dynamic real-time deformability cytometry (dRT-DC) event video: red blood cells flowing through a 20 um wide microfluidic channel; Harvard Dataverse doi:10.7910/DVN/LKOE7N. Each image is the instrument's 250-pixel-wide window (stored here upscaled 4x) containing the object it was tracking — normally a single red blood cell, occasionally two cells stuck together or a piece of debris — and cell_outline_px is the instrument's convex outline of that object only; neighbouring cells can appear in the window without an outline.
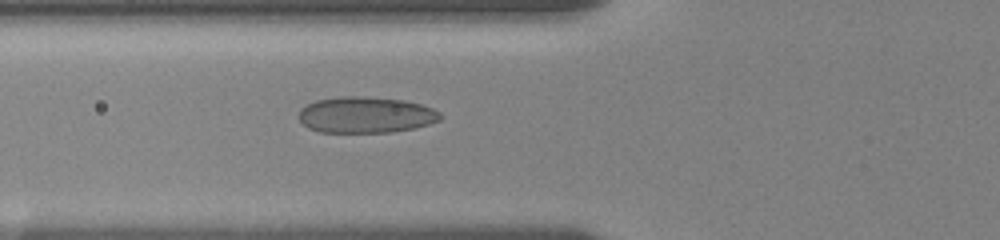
{"species": "human", "species_latin": "Homo sapiens", "temperature_condition": "room temperature", "stored_images_in_passage": 62, "camera_frame_rate_fps": 3000, "um_per_image_px": 0.085, "donor": {"sex": "female"}, "frame": {"image": 1, "passage_image": 33, "time_ms": 6.0, "image_size_px": [1000, 240], "cell_outline_px": [[444, 116], [440, 120], [416, 128], [392, 132], [320, 132], [308, 128], [300, 120], [300, 108], [316, 100], [340, 96], [364, 96], [404, 100], [420, 104], [432, 108], [440, 112]], "centroid_in_image_um": [31.12, 9.76], "position_along_channel_um": 94.7, "area_um2": 29.94}}
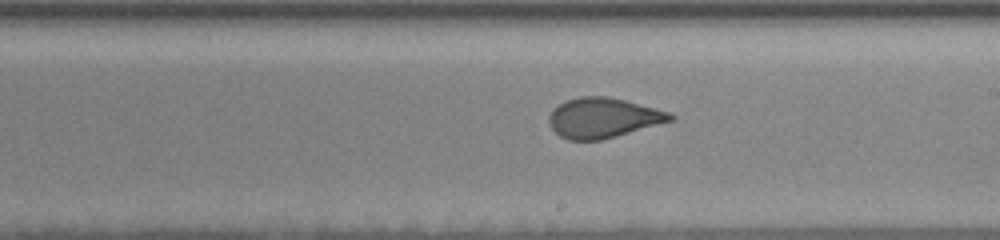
{"frame": {"image": 2, "passage_image": 50, "time_ms": 10.0, "image_size_px": [1000, 240], "cell_outline_px": [[676, 120], [616, 136], [600, 140], [568, 140], [560, 136], [552, 128], [548, 120], [548, 116], [560, 104], [568, 100], [580, 96], [608, 96], [672, 112], [676, 116]], "centroid_in_image_um": [51.33, 10.02], "position_along_channel_um": 237.7, "area_um2": 28.26}}
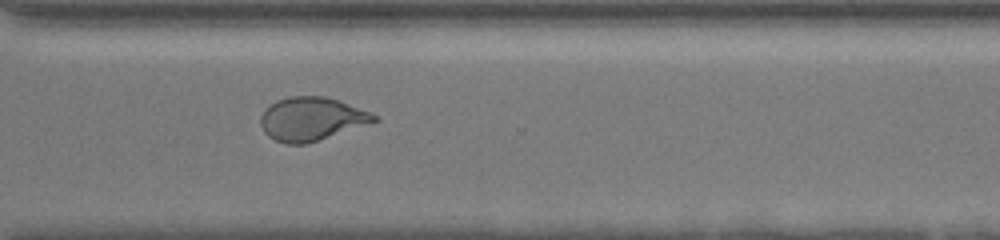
{"frame": {"image": 3, "passage_image": 61, "time_ms": 13.0, "image_size_px": [1000, 240], "cell_outline_px": [[380, 120], [304, 144], [284, 144], [268, 136], [264, 132], [260, 124], [260, 116], [264, 108], [276, 100], [288, 96], [324, 96], [336, 100], [380, 116]], "centroid_in_image_um": [26.42, 10.1], "position_along_channel_um": 344.2, "area_um2": 28.5}}